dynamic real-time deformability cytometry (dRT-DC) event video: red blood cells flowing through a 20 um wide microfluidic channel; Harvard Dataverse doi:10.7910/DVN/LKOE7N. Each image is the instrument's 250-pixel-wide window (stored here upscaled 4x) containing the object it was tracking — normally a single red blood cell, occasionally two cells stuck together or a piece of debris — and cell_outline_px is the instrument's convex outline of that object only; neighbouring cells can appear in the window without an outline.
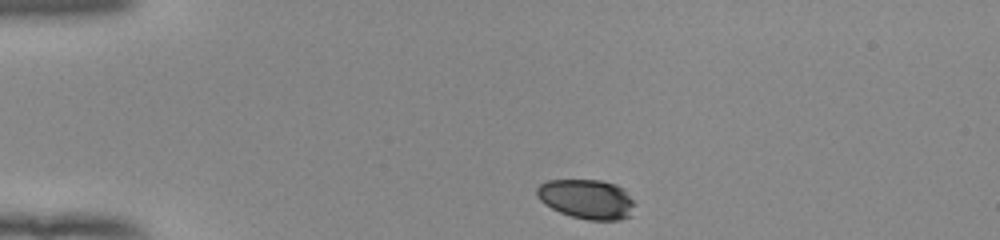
{"species": "human", "species_latin": "Homo sapiens", "temperature_condition": "room temperature", "stored_images_in_passage": 42, "camera_frame_rate_fps": 3000, "um_per_image_px": 0.085, "donor": {"sex": "female"}, "frame": {"image": 1, "passage_image": 1, "time_ms": 0.0, "image_size_px": [1000, 240], "cell_outline_px": [[636, 204], [632, 216], [620, 220], [588, 220], [572, 216], [560, 212], [544, 204], [536, 196], [536, 188], [540, 184], [548, 180], [600, 180], [616, 184], [624, 188]], "centroid_in_image_um": [49.91, 16.93], "position_along_channel_um": 35.1, "area_um2": 22.89}}
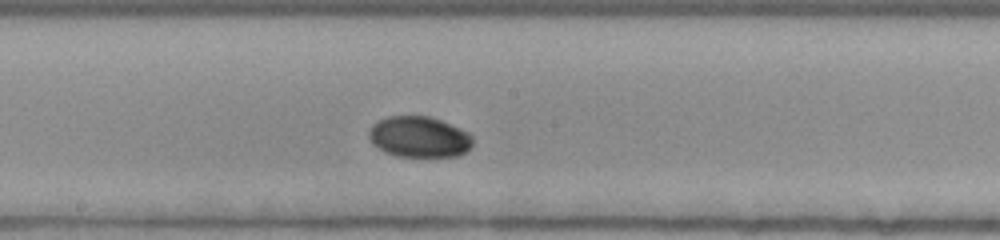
{"frame": {"image": 2, "passage_image": 19, "time_ms": 6.0, "image_size_px": [1000, 240], "cell_outline_px": [[472, 144], [464, 152], [456, 156], [396, 156], [384, 152], [372, 144], [368, 136], [368, 132], [372, 124], [388, 116], [428, 116], [440, 120], [468, 132], [472, 136]], "centroid_in_image_um": [35.58, 11.64], "position_along_channel_um": 212.6, "area_um2": 24.62}}
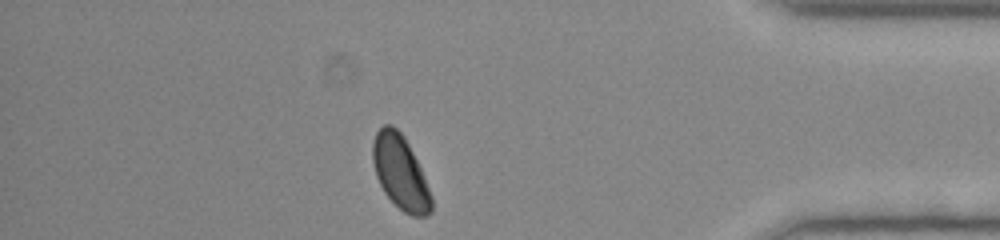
{"frame": {"image": 3, "passage_image": 36, "time_ms": 11.667, "image_size_px": [1000, 240], "cell_outline_px": [[432, 212], [428, 216], [412, 216], [404, 212], [384, 192], [376, 176], [372, 160], [372, 144], [376, 132], [384, 124], [392, 124], [404, 136], [420, 168], [432, 196]], "centroid_in_image_um": [34.02, 14.65], "position_along_channel_um": 401.2, "area_um2": 25.03}, "authors_computed_cell_mechanics": {"area_um2": 24.6228, "velocity_mm_per_s": 3.8891, "shape_relaxation_time_tau1_ms": 4.3852, "shape_relaxation_time_tau2_ms": null, "deformation_change_tau1": 0.1072, "deformation_change_tau2": null}}